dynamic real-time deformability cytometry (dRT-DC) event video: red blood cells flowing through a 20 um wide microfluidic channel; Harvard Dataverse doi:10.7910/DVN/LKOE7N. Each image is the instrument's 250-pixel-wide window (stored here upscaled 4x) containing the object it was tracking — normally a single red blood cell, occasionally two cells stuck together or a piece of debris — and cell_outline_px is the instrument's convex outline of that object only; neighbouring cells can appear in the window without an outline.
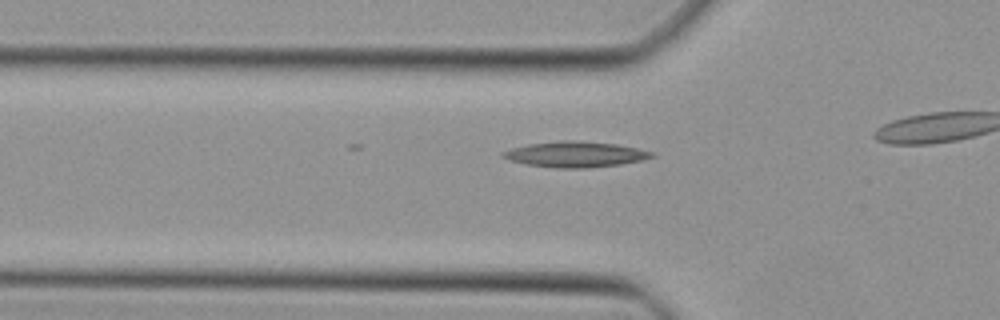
{"species": "Egyptian fruit bat (a non-hibernating species)", "species_latin": "Rousettus aegyptiacus", "temperature_condition": "cold", "stored_images_in_passage": 8, "camera_frame_rate_fps": 3000, "um_per_image_px": 0.085, "animal": {"sex": "female"}, "frame": {"image": 1, "passage_image": 3, "time_ms": 0.667, "image_size_px": [1000, 320], "cell_outline_px": [[656, 156], [640, 160], [620, 164], [588, 168], [556, 168], [528, 164], [512, 160], [500, 156], [500, 152], [512, 148], [528, 144], [560, 140], [572, 140], [616, 144], [636, 148], [652, 152]], "centroid_in_image_um": [48.88, 13.11], "position_along_channel_um": 76.9, "area_um2": 22.02}}
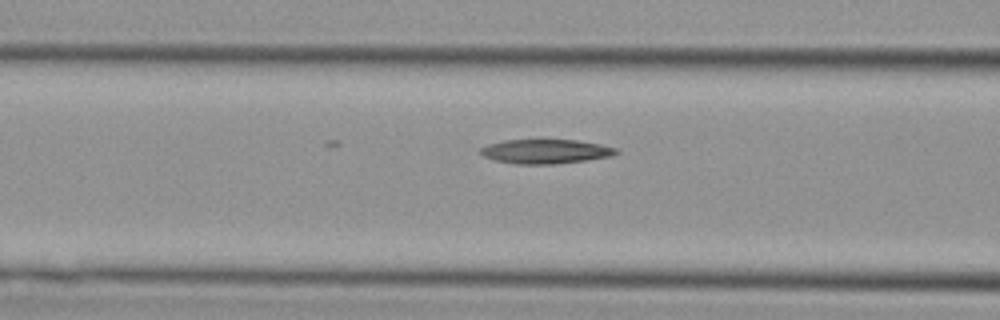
{"frame": {"image": 2, "passage_image": 6, "time_ms": 1.667, "image_size_px": [1000, 320], "cell_outline_px": [[620, 152], [612, 156], [588, 160], [552, 164], [516, 164], [496, 160], [484, 156], [480, 152], [480, 148], [488, 144], [504, 140], [576, 140], [600, 144], [616, 148]], "centroid_in_image_um": [46.4, 12.87], "position_along_channel_um": 120.2, "area_um2": 19.13}}